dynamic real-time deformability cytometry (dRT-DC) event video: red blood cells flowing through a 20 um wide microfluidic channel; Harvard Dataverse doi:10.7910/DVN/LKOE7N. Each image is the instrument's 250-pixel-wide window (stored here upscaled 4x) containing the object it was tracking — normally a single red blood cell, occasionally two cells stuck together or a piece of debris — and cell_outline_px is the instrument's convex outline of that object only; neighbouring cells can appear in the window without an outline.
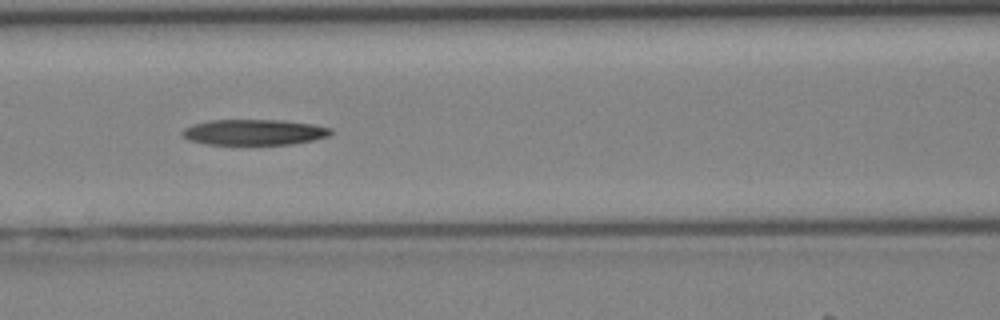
{"species": "Egyptian fruit bat (a non-hibernating species)", "species_latin": "Rousettus aegyptiacus", "temperature_condition": "cold", "stored_images_in_passage": 28, "camera_frame_rate_fps": 3000, "um_per_image_px": 0.085, "animal": {"sex": "female"}, "frame": {"image": 1, "passage_image": 9, "time_ms": 2.667, "image_size_px": [1000, 320], "cell_outline_px": [[332, 132], [328, 136], [312, 140], [292, 144], [208, 144], [188, 140], [180, 132], [184, 128], [192, 124], [208, 120], [280, 120], [312, 124], [332, 128]], "centroid_in_image_um": [21.57, 11.23], "position_along_channel_um": 145.0, "area_um2": 22.14}}